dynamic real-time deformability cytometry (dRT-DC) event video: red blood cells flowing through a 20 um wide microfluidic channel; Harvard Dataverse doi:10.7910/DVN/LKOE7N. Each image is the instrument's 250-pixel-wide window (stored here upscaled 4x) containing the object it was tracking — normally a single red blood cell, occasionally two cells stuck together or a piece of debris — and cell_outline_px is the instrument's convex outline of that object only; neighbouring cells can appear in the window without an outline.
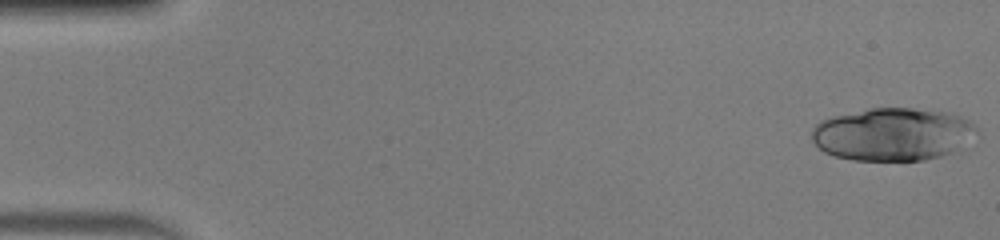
{"species": "human", "species_latin": "Homo sapiens", "temperature_condition": "warm", "stored_images_in_passage": 49, "segment_of_instrument_passage": [1, 2], "camera_frame_rate_fps": 3000, "um_per_image_px": 0.085, "donor": {"sex": "male"}, "frame": {"image": 1, "passage_image": 1, "time_ms": 0.0, "image_size_px": [1000, 240], "cell_outline_px": [[980, 136], [952, 152], [940, 156], [924, 160], [852, 160], [836, 156], [824, 152], [812, 140], [812, 128], [820, 120], [832, 116], [872, 108], [912, 108], [948, 112], [972, 120]], "centroid_in_image_um": [75.93, 11.4], "position_along_channel_um": 9.1, "area_um2": 51.15}}
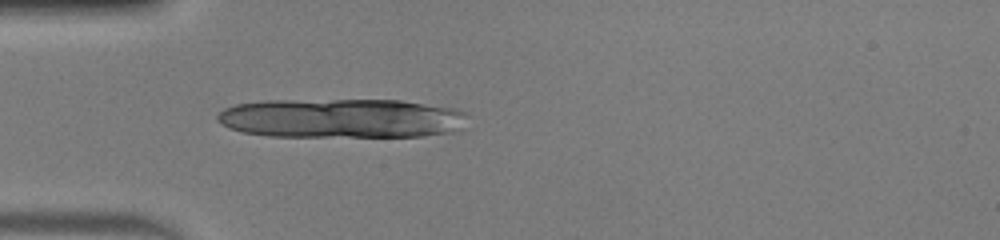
{"frame": {"image": 2, "passage_image": 15, "time_ms": 4.667, "image_size_px": [1000, 240], "cell_outline_px": [[468, 112], [460, 128], [452, 132], [424, 136], [268, 136], [240, 132], [228, 128], [220, 124], [216, 120], [216, 116], [224, 108], [236, 104], [264, 100], [400, 100], [460, 108]], "centroid_in_image_um": [29.01, 10.04], "position_along_channel_um": 56.0, "area_um2": 58.03}}